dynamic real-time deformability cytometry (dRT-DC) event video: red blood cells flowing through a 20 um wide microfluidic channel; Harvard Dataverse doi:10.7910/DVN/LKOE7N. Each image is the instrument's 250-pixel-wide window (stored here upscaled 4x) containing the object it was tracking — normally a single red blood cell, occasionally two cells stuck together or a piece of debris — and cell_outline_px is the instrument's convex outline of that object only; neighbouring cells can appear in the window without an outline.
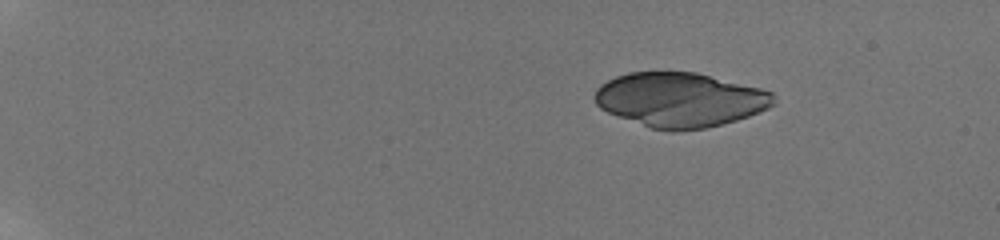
{"species": "human", "species_latin": "Homo sapiens", "temperature_condition": "room temperature", "stored_images_in_passage": 13, "camera_frame_rate_fps": 3000, "um_per_image_px": 0.085, "donor": {"sex": "male"}, "frame": {"image": 1, "passage_image": 5, "time_ms": 2.667, "image_size_px": [1000, 240], "cell_outline_px": [[776, 104], [768, 108], [748, 116], [736, 120], [708, 128], [676, 132], [672, 132], [648, 128], [608, 112], [600, 108], [596, 104], [592, 96], [596, 88], [600, 84], [616, 76], [628, 72], [696, 72], [760, 88], [772, 92], [776, 96]], "centroid_in_image_um": [57.79, 8.49], "position_along_channel_um": 27.2, "area_um2": 57.34}}